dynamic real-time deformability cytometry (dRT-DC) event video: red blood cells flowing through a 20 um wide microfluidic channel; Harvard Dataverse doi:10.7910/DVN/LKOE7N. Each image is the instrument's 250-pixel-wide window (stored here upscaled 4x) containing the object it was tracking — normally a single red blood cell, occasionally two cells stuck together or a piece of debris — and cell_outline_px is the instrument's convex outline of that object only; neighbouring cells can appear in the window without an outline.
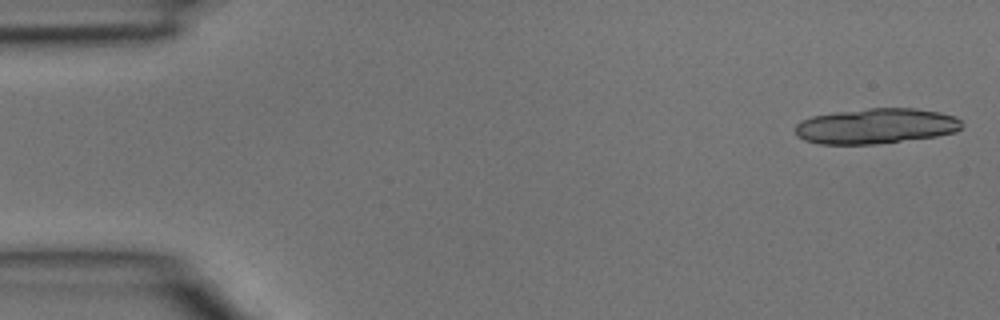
{"species": "common noctule bat (a hibernating species)", "species_latin": "Nyctalus noctula", "temperature_condition": "room temperature", "stored_images_in_passage": 5, "camera_frame_rate_fps": 3000, "um_per_image_px": 0.085, "animal": {"sex": "male", "body_mass_g": 15.6}, "frame": {"image": 1, "passage_image": 1, "time_ms": 0.0, "image_size_px": [1000, 320], "cell_outline_px": [[960, 128], [956, 132], [936, 136], [872, 144], [820, 144], [804, 140], [796, 136], [796, 124], [800, 120], [812, 116], [836, 112], [868, 108], [916, 108], [940, 112], [956, 116], [960, 120]], "centroid_in_image_um": [74.43, 10.71], "position_along_channel_um": 10.6, "area_um2": 34.28}}